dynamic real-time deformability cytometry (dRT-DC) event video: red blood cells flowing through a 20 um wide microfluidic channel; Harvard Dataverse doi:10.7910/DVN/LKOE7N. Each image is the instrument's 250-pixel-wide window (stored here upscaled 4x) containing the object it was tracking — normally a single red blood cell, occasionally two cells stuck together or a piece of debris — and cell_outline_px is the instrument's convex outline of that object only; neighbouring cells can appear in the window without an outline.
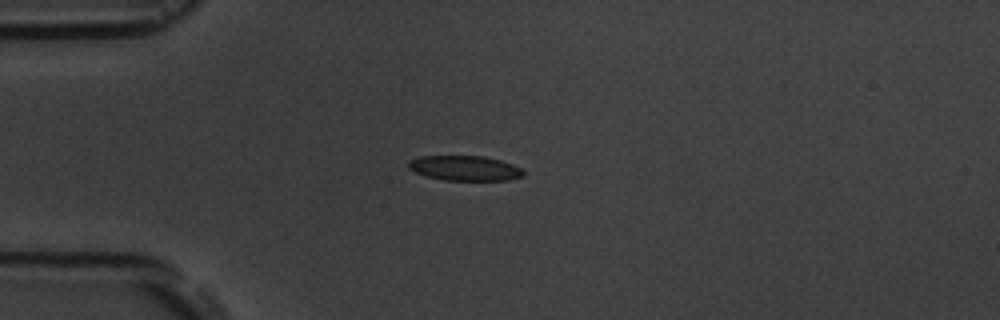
{"species": "common noctule bat (a hibernating species)", "species_latin": "Nyctalus noctula", "temperature_condition": "room temperature", "stored_images_in_passage": 13, "camera_frame_rate_fps": 3000, "um_per_image_px": 0.085, "animal": {"sex": "male", "body_mass_g": 19.5, "forearm_length_mm": 54.6}, "frame": {"image": 1, "passage_image": 4, "time_ms": 3.333, "image_size_px": [1000, 320], "cell_outline_px": [[524, 176], [508, 180], [444, 180], [428, 176], [416, 172], [408, 168], [408, 160], [420, 156], [484, 156], [500, 160], [512, 164], [520, 168], [524, 172]], "centroid_in_image_um": [39.51, 14.29], "position_along_channel_um": 45.5, "area_um2": 16.65}}
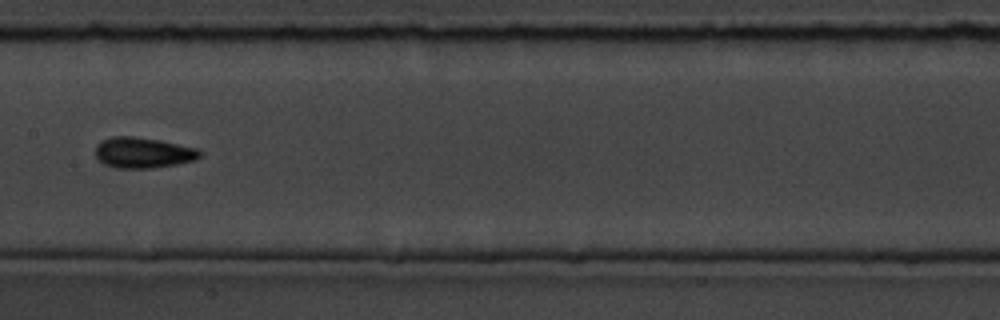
{"frame": {"image": 2, "passage_image": 8, "time_ms": 8.0, "image_size_px": [1000, 320], "cell_outline_px": [[200, 156], [196, 160], [176, 164], [152, 168], [116, 168], [104, 164], [96, 156], [96, 144], [112, 136], [132, 136], [160, 140], [196, 148], [200, 152]], "centroid_in_image_um": [12.15, 12.98], "position_along_channel_um": 195.3, "area_um2": 18.55}}
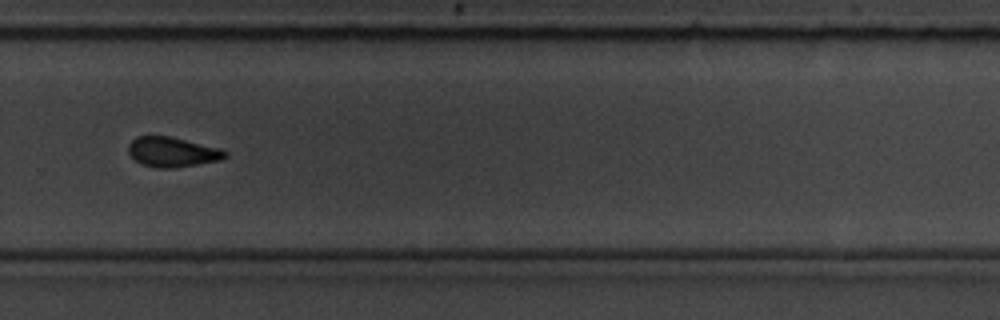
{"frame": {"image": 3, "passage_image": 11, "time_ms": 11.333, "image_size_px": [1000, 320], "cell_outline_px": [[228, 156], [220, 160], [172, 168], [156, 168], [140, 164], [128, 152], [128, 144], [136, 136], [172, 136], [220, 148], [228, 152]], "centroid_in_image_um": [14.65, 12.91], "position_along_channel_um": 315.2, "area_um2": 16.94}, "authors_computed_cell_mechanics": {"area_um2": 17.3978, "velocity_mm_per_s": 3.6169, "shape_relaxation_time_tau1_ms": 8.5515, "shape_relaxation_time_tau2_ms": 2.0549, "deformation_change_tau1": 0.1624, "deformation_change_tau2": 0.0858}}